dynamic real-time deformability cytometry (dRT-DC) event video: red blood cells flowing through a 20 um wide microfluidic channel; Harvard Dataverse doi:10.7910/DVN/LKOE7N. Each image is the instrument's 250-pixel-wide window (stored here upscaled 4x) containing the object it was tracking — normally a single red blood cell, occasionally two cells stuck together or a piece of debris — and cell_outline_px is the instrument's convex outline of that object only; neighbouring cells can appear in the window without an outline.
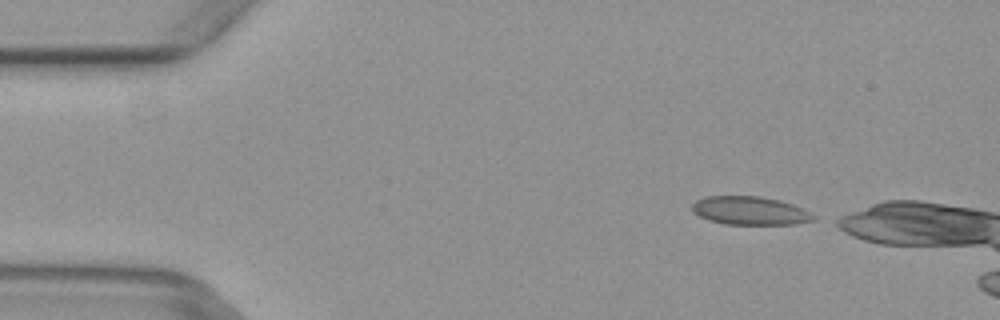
{"species": "common noctule bat (a hibernating species)", "species_latin": "Nyctalus noctula", "temperature_condition": "warm", "stored_images_in_passage": 3, "camera_frame_rate_fps": 3000, "um_per_image_px": 0.085, "animal": {"sex": "female", "body_mass_g": 29.2, "forearm_length_mm": 56.3}, "frame": {"image": 1, "passage_image": 1, "time_ms": 0.0, "image_size_px": [1000, 320], "cell_outline_px": [[816, 220], [792, 224], [724, 224], [708, 220], [692, 212], [692, 204], [696, 200], [704, 196], [760, 196], [780, 200], [804, 208], [816, 216]], "centroid_in_image_um": [63.75, 17.9], "position_along_channel_um": 21.2, "area_um2": 20.23}}